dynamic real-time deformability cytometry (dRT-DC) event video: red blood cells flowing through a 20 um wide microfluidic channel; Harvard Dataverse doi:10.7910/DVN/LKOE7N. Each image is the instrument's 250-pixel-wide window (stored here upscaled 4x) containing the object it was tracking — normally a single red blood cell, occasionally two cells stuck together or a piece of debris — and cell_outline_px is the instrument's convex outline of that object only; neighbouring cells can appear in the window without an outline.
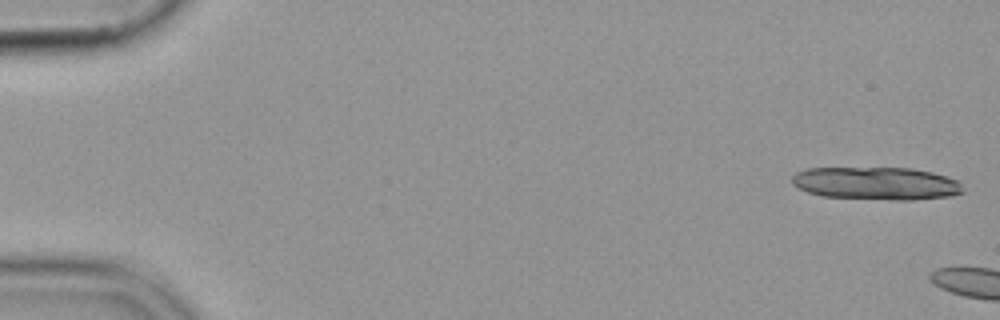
{"species": "common noctule bat (a hibernating species)", "species_latin": "Nyctalus noctula", "temperature_condition": "cold", "stored_images_in_passage": 9, "camera_frame_rate_fps": 3000, "um_per_image_px": 0.085, "animal": {"sex": "female", "body_mass_g": 19.9}, "frame": {"image": 1, "passage_image": 1, "time_ms": 0.0, "image_size_px": [1000, 320], "cell_outline_px": [[964, 192], [948, 196], [912, 200], [896, 200], [824, 196], [808, 192], [796, 188], [792, 184], [792, 176], [796, 172], [808, 168], [912, 168], [932, 172], [960, 180]], "centroid_in_image_um": [74.49, 15.58], "position_along_channel_um": 10.5, "area_um2": 32.77}}